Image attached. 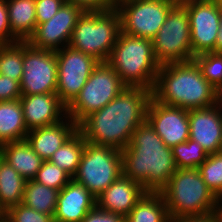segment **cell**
I'll use <instances>...</instances> for the list:
<instances>
[{
	"mask_svg": "<svg viewBox=\"0 0 222 222\" xmlns=\"http://www.w3.org/2000/svg\"><path fill=\"white\" fill-rule=\"evenodd\" d=\"M152 90L126 87L102 109L91 113L79 125L85 141L124 149L136 128L146 120Z\"/></svg>",
	"mask_w": 222,
	"mask_h": 222,
	"instance_id": "1",
	"label": "cell"
},
{
	"mask_svg": "<svg viewBox=\"0 0 222 222\" xmlns=\"http://www.w3.org/2000/svg\"><path fill=\"white\" fill-rule=\"evenodd\" d=\"M121 152L123 175L147 192H160L176 172L172 149L147 120L136 128L130 143Z\"/></svg>",
	"mask_w": 222,
	"mask_h": 222,
	"instance_id": "2",
	"label": "cell"
},
{
	"mask_svg": "<svg viewBox=\"0 0 222 222\" xmlns=\"http://www.w3.org/2000/svg\"><path fill=\"white\" fill-rule=\"evenodd\" d=\"M152 97L185 110L212 107L222 100L194 60L160 65Z\"/></svg>",
	"mask_w": 222,
	"mask_h": 222,
	"instance_id": "3",
	"label": "cell"
},
{
	"mask_svg": "<svg viewBox=\"0 0 222 222\" xmlns=\"http://www.w3.org/2000/svg\"><path fill=\"white\" fill-rule=\"evenodd\" d=\"M107 62L128 87L153 90L160 65L152 40L120 32Z\"/></svg>",
	"mask_w": 222,
	"mask_h": 222,
	"instance_id": "4",
	"label": "cell"
},
{
	"mask_svg": "<svg viewBox=\"0 0 222 222\" xmlns=\"http://www.w3.org/2000/svg\"><path fill=\"white\" fill-rule=\"evenodd\" d=\"M160 193L170 218L214 213L218 200L198 169H176Z\"/></svg>",
	"mask_w": 222,
	"mask_h": 222,
	"instance_id": "5",
	"label": "cell"
},
{
	"mask_svg": "<svg viewBox=\"0 0 222 222\" xmlns=\"http://www.w3.org/2000/svg\"><path fill=\"white\" fill-rule=\"evenodd\" d=\"M120 32V16L115 8L84 11L77 20L68 46L99 62H107Z\"/></svg>",
	"mask_w": 222,
	"mask_h": 222,
	"instance_id": "6",
	"label": "cell"
},
{
	"mask_svg": "<svg viewBox=\"0 0 222 222\" xmlns=\"http://www.w3.org/2000/svg\"><path fill=\"white\" fill-rule=\"evenodd\" d=\"M128 87L108 62H99L79 95L67 107V117L79 125L91 113L102 109Z\"/></svg>",
	"mask_w": 222,
	"mask_h": 222,
	"instance_id": "7",
	"label": "cell"
},
{
	"mask_svg": "<svg viewBox=\"0 0 222 222\" xmlns=\"http://www.w3.org/2000/svg\"><path fill=\"white\" fill-rule=\"evenodd\" d=\"M122 174L121 150L86 142L79 167L72 179L97 197Z\"/></svg>",
	"mask_w": 222,
	"mask_h": 222,
	"instance_id": "8",
	"label": "cell"
},
{
	"mask_svg": "<svg viewBox=\"0 0 222 222\" xmlns=\"http://www.w3.org/2000/svg\"><path fill=\"white\" fill-rule=\"evenodd\" d=\"M152 45L159 65L193 60L189 15L182 3L170 9L165 22L152 39Z\"/></svg>",
	"mask_w": 222,
	"mask_h": 222,
	"instance_id": "9",
	"label": "cell"
},
{
	"mask_svg": "<svg viewBox=\"0 0 222 222\" xmlns=\"http://www.w3.org/2000/svg\"><path fill=\"white\" fill-rule=\"evenodd\" d=\"M174 5L167 0H118L121 32L152 40Z\"/></svg>",
	"mask_w": 222,
	"mask_h": 222,
	"instance_id": "10",
	"label": "cell"
},
{
	"mask_svg": "<svg viewBox=\"0 0 222 222\" xmlns=\"http://www.w3.org/2000/svg\"><path fill=\"white\" fill-rule=\"evenodd\" d=\"M55 52L58 67L56 94L68 107L79 95L99 61L70 46Z\"/></svg>",
	"mask_w": 222,
	"mask_h": 222,
	"instance_id": "11",
	"label": "cell"
},
{
	"mask_svg": "<svg viewBox=\"0 0 222 222\" xmlns=\"http://www.w3.org/2000/svg\"><path fill=\"white\" fill-rule=\"evenodd\" d=\"M57 75L56 52L34 48L24 41L21 95L56 93Z\"/></svg>",
	"mask_w": 222,
	"mask_h": 222,
	"instance_id": "12",
	"label": "cell"
},
{
	"mask_svg": "<svg viewBox=\"0 0 222 222\" xmlns=\"http://www.w3.org/2000/svg\"><path fill=\"white\" fill-rule=\"evenodd\" d=\"M182 4L189 15L192 54L215 52L221 17L218 0H184Z\"/></svg>",
	"mask_w": 222,
	"mask_h": 222,
	"instance_id": "13",
	"label": "cell"
},
{
	"mask_svg": "<svg viewBox=\"0 0 222 222\" xmlns=\"http://www.w3.org/2000/svg\"><path fill=\"white\" fill-rule=\"evenodd\" d=\"M83 12L78 5L65 2L49 21L36 26L34 34L27 42L37 49L61 50L68 46L77 20Z\"/></svg>",
	"mask_w": 222,
	"mask_h": 222,
	"instance_id": "14",
	"label": "cell"
},
{
	"mask_svg": "<svg viewBox=\"0 0 222 222\" xmlns=\"http://www.w3.org/2000/svg\"><path fill=\"white\" fill-rule=\"evenodd\" d=\"M146 120L170 148L189 139L188 110L159 103L151 97Z\"/></svg>",
	"mask_w": 222,
	"mask_h": 222,
	"instance_id": "15",
	"label": "cell"
},
{
	"mask_svg": "<svg viewBox=\"0 0 222 222\" xmlns=\"http://www.w3.org/2000/svg\"><path fill=\"white\" fill-rule=\"evenodd\" d=\"M222 100L208 108L188 110L189 138L207 154L219 152L222 140Z\"/></svg>",
	"mask_w": 222,
	"mask_h": 222,
	"instance_id": "16",
	"label": "cell"
},
{
	"mask_svg": "<svg viewBox=\"0 0 222 222\" xmlns=\"http://www.w3.org/2000/svg\"><path fill=\"white\" fill-rule=\"evenodd\" d=\"M19 100L28 131L58 123L63 120L62 117L68 118L65 116L67 107L56 93L22 95Z\"/></svg>",
	"mask_w": 222,
	"mask_h": 222,
	"instance_id": "17",
	"label": "cell"
},
{
	"mask_svg": "<svg viewBox=\"0 0 222 222\" xmlns=\"http://www.w3.org/2000/svg\"><path fill=\"white\" fill-rule=\"evenodd\" d=\"M146 192L143 186L122 174L96 197V206L125 218Z\"/></svg>",
	"mask_w": 222,
	"mask_h": 222,
	"instance_id": "18",
	"label": "cell"
},
{
	"mask_svg": "<svg viewBox=\"0 0 222 222\" xmlns=\"http://www.w3.org/2000/svg\"><path fill=\"white\" fill-rule=\"evenodd\" d=\"M96 206V197L73 179L58 193L54 222H81Z\"/></svg>",
	"mask_w": 222,
	"mask_h": 222,
	"instance_id": "19",
	"label": "cell"
},
{
	"mask_svg": "<svg viewBox=\"0 0 222 222\" xmlns=\"http://www.w3.org/2000/svg\"><path fill=\"white\" fill-rule=\"evenodd\" d=\"M67 120L63 122V119L27 133L26 141L44 161H49L55 151L78 130V125L70 117Z\"/></svg>",
	"mask_w": 222,
	"mask_h": 222,
	"instance_id": "20",
	"label": "cell"
},
{
	"mask_svg": "<svg viewBox=\"0 0 222 222\" xmlns=\"http://www.w3.org/2000/svg\"><path fill=\"white\" fill-rule=\"evenodd\" d=\"M0 157L11 165L26 181L33 180L43 159L24 140L0 145Z\"/></svg>",
	"mask_w": 222,
	"mask_h": 222,
	"instance_id": "21",
	"label": "cell"
},
{
	"mask_svg": "<svg viewBox=\"0 0 222 222\" xmlns=\"http://www.w3.org/2000/svg\"><path fill=\"white\" fill-rule=\"evenodd\" d=\"M28 132L20 100L0 102V145L24 140Z\"/></svg>",
	"mask_w": 222,
	"mask_h": 222,
	"instance_id": "22",
	"label": "cell"
},
{
	"mask_svg": "<svg viewBox=\"0 0 222 222\" xmlns=\"http://www.w3.org/2000/svg\"><path fill=\"white\" fill-rule=\"evenodd\" d=\"M7 7L11 33L19 41H28L37 26L35 0H7Z\"/></svg>",
	"mask_w": 222,
	"mask_h": 222,
	"instance_id": "23",
	"label": "cell"
},
{
	"mask_svg": "<svg viewBox=\"0 0 222 222\" xmlns=\"http://www.w3.org/2000/svg\"><path fill=\"white\" fill-rule=\"evenodd\" d=\"M26 180L0 157V213L22 203Z\"/></svg>",
	"mask_w": 222,
	"mask_h": 222,
	"instance_id": "24",
	"label": "cell"
},
{
	"mask_svg": "<svg viewBox=\"0 0 222 222\" xmlns=\"http://www.w3.org/2000/svg\"><path fill=\"white\" fill-rule=\"evenodd\" d=\"M170 216L160 192H146L125 217V222H169Z\"/></svg>",
	"mask_w": 222,
	"mask_h": 222,
	"instance_id": "25",
	"label": "cell"
},
{
	"mask_svg": "<svg viewBox=\"0 0 222 222\" xmlns=\"http://www.w3.org/2000/svg\"><path fill=\"white\" fill-rule=\"evenodd\" d=\"M59 191L34 180L25 183L22 204L46 215L54 217Z\"/></svg>",
	"mask_w": 222,
	"mask_h": 222,
	"instance_id": "26",
	"label": "cell"
},
{
	"mask_svg": "<svg viewBox=\"0 0 222 222\" xmlns=\"http://www.w3.org/2000/svg\"><path fill=\"white\" fill-rule=\"evenodd\" d=\"M85 138L77 130L58 150L49 161L73 177L79 167L80 159L85 148Z\"/></svg>",
	"mask_w": 222,
	"mask_h": 222,
	"instance_id": "27",
	"label": "cell"
},
{
	"mask_svg": "<svg viewBox=\"0 0 222 222\" xmlns=\"http://www.w3.org/2000/svg\"><path fill=\"white\" fill-rule=\"evenodd\" d=\"M24 41L0 45V74L21 81Z\"/></svg>",
	"mask_w": 222,
	"mask_h": 222,
	"instance_id": "28",
	"label": "cell"
},
{
	"mask_svg": "<svg viewBox=\"0 0 222 222\" xmlns=\"http://www.w3.org/2000/svg\"><path fill=\"white\" fill-rule=\"evenodd\" d=\"M171 149L177 169H197L208 157L203 147L190 138Z\"/></svg>",
	"mask_w": 222,
	"mask_h": 222,
	"instance_id": "29",
	"label": "cell"
},
{
	"mask_svg": "<svg viewBox=\"0 0 222 222\" xmlns=\"http://www.w3.org/2000/svg\"><path fill=\"white\" fill-rule=\"evenodd\" d=\"M203 77L222 93V53L206 52L194 56Z\"/></svg>",
	"mask_w": 222,
	"mask_h": 222,
	"instance_id": "30",
	"label": "cell"
},
{
	"mask_svg": "<svg viewBox=\"0 0 222 222\" xmlns=\"http://www.w3.org/2000/svg\"><path fill=\"white\" fill-rule=\"evenodd\" d=\"M207 187L219 198L222 197V153L208 154L197 168Z\"/></svg>",
	"mask_w": 222,
	"mask_h": 222,
	"instance_id": "31",
	"label": "cell"
},
{
	"mask_svg": "<svg viewBox=\"0 0 222 222\" xmlns=\"http://www.w3.org/2000/svg\"><path fill=\"white\" fill-rule=\"evenodd\" d=\"M33 180L49 188L60 191L72 180V177L50 161H43L41 168Z\"/></svg>",
	"mask_w": 222,
	"mask_h": 222,
	"instance_id": "32",
	"label": "cell"
},
{
	"mask_svg": "<svg viewBox=\"0 0 222 222\" xmlns=\"http://www.w3.org/2000/svg\"><path fill=\"white\" fill-rule=\"evenodd\" d=\"M11 222H54L52 215H46L20 203L3 213Z\"/></svg>",
	"mask_w": 222,
	"mask_h": 222,
	"instance_id": "33",
	"label": "cell"
},
{
	"mask_svg": "<svg viewBox=\"0 0 222 222\" xmlns=\"http://www.w3.org/2000/svg\"><path fill=\"white\" fill-rule=\"evenodd\" d=\"M65 2V0H35L37 25L49 21Z\"/></svg>",
	"mask_w": 222,
	"mask_h": 222,
	"instance_id": "34",
	"label": "cell"
},
{
	"mask_svg": "<svg viewBox=\"0 0 222 222\" xmlns=\"http://www.w3.org/2000/svg\"><path fill=\"white\" fill-rule=\"evenodd\" d=\"M21 96L20 82L0 74V102L18 100Z\"/></svg>",
	"mask_w": 222,
	"mask_h": 222,
	"instance_id": "35",
	"label": "cell"
},
{
	"mask_svg": "<svg viewBox=\"0 0 222 222\" xmlns=\"http://www.w3.org/2000/svg\"><path fill=\"white\" fill-rule=\"evenodd\" d=\"M19 40L11 33L7 0H0V45L12 44Z\"/></svg>",
	"mask_w": 222,
	"mask_h": 222,
	"instance_id": "36",
	"label": "cell"
},
{
	"mask_svg": "<svg viewBox=\"0 0 222 222\" xmlns=\"http://www.w3.org/2000/svg\"><path fill=\"white\" fill-rule=\"evenodd\" d=\"M67 3L78 5L84 11H107L114 9L118 0H65Z\"/></svg>",
	"mask_w": 222,
	"mask_h": 222,
	"instance_id": "37",
	"label": "cell"
},
{
	"mask_svg": "<svg viewBox=\"0 0 222 222\" xmlns=\"http://www.w3.org/2000/svg\"><path fill=\"white\" fill-rule=\"evenodd\" d=\"M81 222H125V218L119 214L107 212L95 206Z\"/></svg>",
	"mask_w": 222,
	"mask_h": 222,
	"instance_id": "38",
	"label": "cell"
},
{
	"mask_svg": "<svg viewBox=\"0 0 222 222\" xmlns=\"http://www.w3.org/2000/svg\"><path fill=\"white\" fill-rule=\"evenodd\" d=\"M169 222H218L215 213H209L202 216H186L181 218H170Z\"/></svg>",
	"mask_w": 222,
	"mask_h": 222,
	"instance_id": "39",
	"label": "cell"
},
{
	"mask_svg": "<svg viewBox=\"0 0 222 222\" xmlns=\"http://www.w3.org/2000/svg\"><path fill=\"white\" fill-rule=\"evenodd\" d=\"M215 53H222V11L220 17V26L217 33V38L215 42Z\"/></svg>",
	"mask_w": 222,
	"mask_h": 222,
	"instance_id": "40",
	"label": "cell"
},
{
	"mask_svg": "<svg viewBox=\"0 0 222 222\" xmlns=\"http://www.w3.org/2000/svg\"><path fill=\"white\" fill-rule=\"evenodd\" d=\"M220 203H222V197L218 198L217 205L214 212L217 216L218 222H222V204Z\"/></svg>",
	"mask_w": 222,
	"mask_h": 222,
	"instance_id": "41",
	"label": "cell"
},
{
	"mask_svg": "<svg viewBox=\"0 0 222 222\" xmlns=\"http://www.w3.org/2000/svg\"><path fill=\"white\" fill-rule=\"evenodd\" d=\"M167 1L173 2V3H175V4H180V3H182L184 0H167Z\"/></svg>",
	"mask_w": 222,
	"mask_h": 222,
	"instance_id": "42",
	"label": "cell"
},
{
	"mask_svg": "<svg viewBox=\"0 0 222 222\" xmlns=\"http://www.w3.org/2000/svg\"><path fill=\"white\" fill-rule=\"evenodd\" d=\"M0 222H5V215L4 214L0 215Z\"/></svg>",
	"mask_w": 222,
	"mask_h": 222,
	"instance_id": "43",
	"label": "cell"
},
{
	"mask_svg": "<svg viewBox=\"0 0 222 222\" xmlns=\"http://www.w3.org/2000/svg\"><path fill=\"white\" fill-rule=\"evenodd\" d=\"M219 152L222 153V140H221V144H220Z\"/></svg>",
	"mask_w": 222,
	"mask_h": 222,
	"instance_id": "44",
	"label": "cell"
},
{
	"mask_svg": "<svg viewBox=\"0 0 222 222\" xmlns=\"http://www.w3.org/2000/svg\"><path fill=\"white\" fill-rule=\"evenodd\" d=\"M220 7H221V11H222V0H218Z\"/></svg>",
	"mask_w": 222,
	"mask_h": 222,
	"instance_id": "45",
	"label": "cell"
},
{
	"mask_svg": "<svg viewBox=\"0 0 222 222\" xmlns=\"http://www.w3.org/2000/svg\"><path fill=\"white\" fill-rule=\"evenodd\" d=\"M5 222H11V221L5 216Z\"/></svg>",
	"mask_w": 222,
	"mask_h": 222,
	"instance_id": "46",
	"label": "cell"
}]
</instances>
